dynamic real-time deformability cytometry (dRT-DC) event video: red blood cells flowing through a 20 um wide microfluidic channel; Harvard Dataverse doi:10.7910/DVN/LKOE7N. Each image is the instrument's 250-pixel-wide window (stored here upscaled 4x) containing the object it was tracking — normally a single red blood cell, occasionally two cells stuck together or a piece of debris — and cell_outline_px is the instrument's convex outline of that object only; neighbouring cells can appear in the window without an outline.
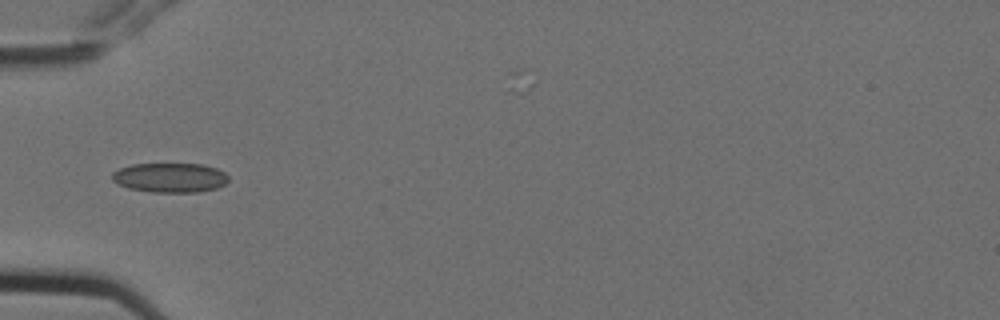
{"species": "Egyptian fruit bat (a non-hibernating species)", "species_latin": "Rousettus aegyptiacus", "temperature_condition": "cold", "stored_images_in_passage": 8, "camera_frame_rate_fps": 3000, "um_per_image_px": 0.085, "animal": {"sex": "female"}, "frame": {"image": 1, "passage_image": 7, "time_ms": 2.0, "image_size_px": [1000, 320], "cell_outline_px": [[228, 180], [224, 184], [216, 188], [196, 192], [152, 192], [128, 188], [116, 184], [112, 180], [112, 172], [120, 168], [132, 164], [204, 164], [216, 168], [224, 172], [228, 176]], "centroid_in_image_um": [14.43, 15.1], "position_along_channel_um": 70.6, "area_um2": 20.06}}
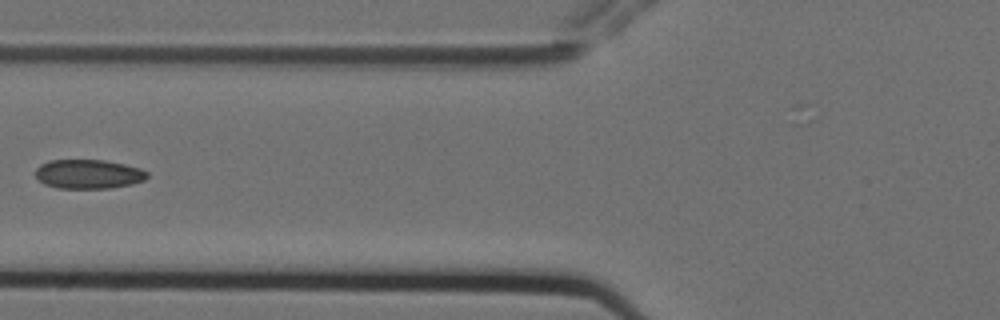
{"frame": {"image": 2, "passage_image": 8, "time_ms": 2.333, "image_size_px": [1000, 320], "cell_outline_px": [[148, 176], [144, 180], [132, 184], [108, 188], [56, 188], [44, 184], [36, 176], [36, 168], [40, 164], [52, 160], [104, 160], [124, 164], [140, 168], [148, 172]], "centroid_in_image_um": [7.52, 14.8], "position_along_channel_um": 118.3, "area_um2": 18.96}}